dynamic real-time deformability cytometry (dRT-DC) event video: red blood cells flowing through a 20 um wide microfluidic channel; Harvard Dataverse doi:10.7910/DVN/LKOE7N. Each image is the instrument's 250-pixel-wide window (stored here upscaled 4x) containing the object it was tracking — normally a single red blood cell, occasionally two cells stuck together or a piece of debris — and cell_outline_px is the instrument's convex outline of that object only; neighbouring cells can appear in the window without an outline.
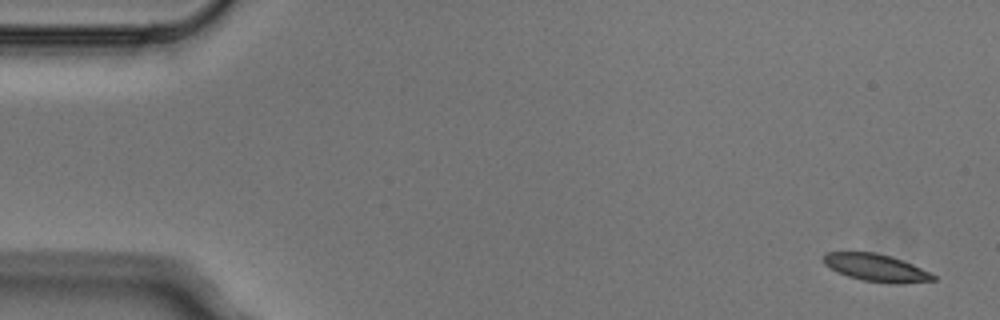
{"species": "Egyptian fruit bat (a non-hibernating species)", "species_latin": "Rousettus aegyptiacus", "temperature_condition": "cold", "stored_images_in_passage": 4, "camera_frame_rate_fps": 3000, "um_per_image_px": 0.085, "animal": {"sex": "male"}, "frame": {"image": 1, "passage_image": 1, "time_ms": 0.0, "image_size_px": [1000, 320], "cell_outline_px": [[936, 280], [900, 284], [888, 284], [864, 280], [848, 276], [836, 272], [824, 264], [824, 252], [872, 252], [892, 256], [912, 264], [936, 276]], "centroid_in_image_um": [74.46, 22.76], "position_along_channel_um": 10.5, "area_um2": 17.51}}